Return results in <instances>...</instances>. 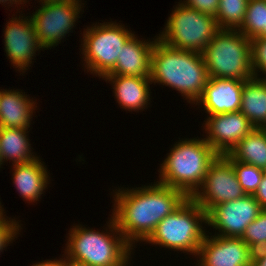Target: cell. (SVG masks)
I'll return each mask as SVG.
<instances>
[{
	"label": "cell",
	"mask_w": 266,
	"mask_h": 266,
	"mask_svg": "<svg viewBox=\"0 0 266 266\" xmlns=\"http://www.w3.org/2000/svg\"><path fill=\"white\" fill-rule=\"evenodd\" d=\"M4 35L5 52L15 68L27 70L36 50H41L31 18L14 17L7 22Z\"/></svg>",
	"instance_id": "4fadbf2b"
},
{
	"label": "cell",
	"mask_w": 266,
	"mask_h": 266,
	"mask_svg": "<svg viewBox=\"0 0 266 266\" xmlns=\"http://www.w3.org/2000/svg\"><path fill=\"white\" fill-rule=\"evenodd\" d=\"M202 222L207 224V213L192 198H187L177 210L158 223L146 242L196 256L207 234Z\"/></svg>",
	"instance_id": "5b68a950"
},
{
	"label": "cell",
	"mask_w": 266,
	"mask_h": 266,
	"mask_svg": "<svg viewBox=\"0 0 266 266\" xmlns=\"http://www.w3.org/2000/svg\"><path fill=\"white\" fill-rule=\"evenodd\" d=\"M157 38L169 47L202 53L220 30L214 16L177 4Z\"/></svg>",
	"instance_id": "52a82bcc"
},
{
	"label": "cell",
	"mask_w": 266,
	"mask_h": 266,
	"mask_svg": "<svg viewBox=\"0 0 266 266\" xmlns=\"http://www.w3.org/2000/svg\"><path fill=\"white\" fill-rule=\"evenodd\" d=\"M232 160L266 171V131L254 128L227 154Z\"/></svg>",
	"instance_id": "7402d4cb"
},
{
	"label": "cell",
	"mask_w": 266,
	"mask_h": 266,
	"mask_svg": "<svg viewBox=\"0 0 266 266\" xmlns=\"http://www.w3.org/2000/svg\"><path fill=\"white\" fill-rule=\"evenodd\" d=\"M0 204H1V203H0ZM3 211H4V210H3L2 206L0 205V216H3V214H4Z\"/></svg>",
	"instance_id": "74e56055"
},
{
	"label": "cell",
	"mask_w": 266,
	"mask_h": 266,
	"mask_svg": "<svg viewBox=\"0 0 266 266\" xmlns=\"http://www.w3.org/2000/svg\"><path fill=\"white\" fill-rule=\"evenodd\" d=\"M20 227L18 221L10 218L7 220L5 215L0 216V252L15 239Z\"/></svg>",
	"instance_id": "83f0119b"
},
{
	"label": "cell",
	"mask_w": 266,
	"mask_h": 266,
	"mask_svg": "<svg viewBox=\"0 0 266 266\" xmlns=\"http://www.w3.org/2000/svg\"><path fill=\"white\" fill-rule=\"evenodd\" d=\"M199 266H249L248 245L241 238L208 236L199 247Z\"/></svg>",
	"instance_id": "5bb4252c"
},
{
	"label": "cell",
	"mask_w": 266,
	"mask_h": 266,
	"mask_svg": "<svg viewBox=\"0 0 266 266\" xmlns=\"http://www.w3.org/2000/svg\"><path fill=\"white\" fill-rule=\"evenodd\" d=\"M42 1H58V0H40L39 2H42Z\"/></svg>",
	"instance_id": "f35d334b"
},
{
	"label": "cell",
	"mask_w": 266,
	"mask_h": 266,
	"mask_svg": "<svg viewBox=\"0 0 266 266\" xmlns=\"http://www.w3.org/2000/svg\"><path fill=\"white\" fill-rule=\"evenodd\" d=\"M266 257V241L248 245V258L251 265Z\"/></svg>",
	"instance_id": "f546056e"
},
{
	"label": "cell",
	"mask_w": 266,
	"mask_h": 266,
	"mask_svg": "<svg viewBox=\"0 0 266 266\" xmlns=\"http://www.w3.org/2000/svg\"><path fill=\"white\" fill-rule=\"evenodd\" d=\"M150 79L172 87L188 102L201 97L209 79L202 53L169 47L156 38L151 53Z\"/></svg>",
	"instance_id": "7a4b0ae2"
},
{
	"label": "cell",
	"mask_w": 266,
	"mask_h": 266,
	"mask_svg": "<svg viewBox=\"0 0 266 266\" xmlns=\"http://www.w3.org/2000/svg\"><path fill=\"white\" fill-rule=\"evenodd\" d=\"M257 37H266V28Z\"/></svg>",
	"instance_id": "d590c367"
},
{
	"label": "cell",
	"mask_w": 266,
	"mask_h": 266,
	"mask_svg": "<svg viewBox=\"0 0 266 266\" xmlns=\"http://www.w3.org/2000/svg\"><path fill=\"white\" fill-rule=\"evenodd\" d=\"M1 164H2V158H1V152H0V167H1Z\"/></svg>",
	"instance_id": "ab89813d"
},
{
	"label": "cell",
	"mask_w": 266,
	"mask_h": 266,
	"mask_svg": "<svg viewBox=\"0 0 266 266\" xmlns=\"http://www.w3.org/2000/svg\"><path fill=\"white\" fill-rule=\"evenodd\" d=\"M35 101L16 90L2 91L0 98V128L28 129Z\"/></svg>",
	"instance_id": "ac0fdd59"
},
{
	"label": "cell",
	"mask_w": 266,
	"mask_h": 266,
	"mask_svg": "<svg viewBox=\"0 0 266 266\" xmlns=\"http://www.w3.org/2000/svg\"><path fill=\"white\" fill-rule=\"evenodd\" d=\"M240 111L255 127L259 128L266 119V78L253 76L246 80L242 89Z\"/></svg>",
	"instance_id": "ffe728a7"
},
{
	"label": "cell",
	"mask_w": 266,
	"mask_h": 266,
	"mask_svg": "<svg viewBox=\"0 0 266 266\" xmlns=\"http://www.w3.org/2000/svg\"><path fill=\"white\" fill-rule=\"evenodd\" d=\"M187 7L195 9L201 13L216 17L219 0H185L181 2Z\"/></svg>",
	"instance_id": "f1b7e54d"
},
{
	"label": "cell",
	"mask_w": 266,
	"mask_h": 266,
	"mask_svg": "<svg viewBox=\"0 0 266 266\" xmlns=\"http://www.w3.org/2000/svg\"><path fill=\"white\" fill-rule=\"evenodd\" d=\"M8 1H9V2H8ZM25 1H26V0H0V4H1V3L5 4L6 2H7L8 4L10 3L11 5H12L13 3H14V4H23V3L25 4ZM22 2H23V3H22Z\"/></svg>",
	"instance_id": "d6a6232c"
},
{
	"label": "cell",
	"mask_w": 266,
	"mask_h": 266,
	"mask_svg": "<svg viewBox=\"0 0 266 266\" xmlns=\"http://www.w3.org/2000/svg\"><path fill=\"white\" fill-rule=\"evenodd\" d=\"M223 156L232 164L244 193L247 195H254L266 171L251 164L232 160L227 154Z\"/></svg>",
	"instance_id": "d4e9b609"
},
{
	"label": "cell",
	"mask_w": 266,
	"mask_h": 266,
	"mask_svg": "<svg viewBox=\"0 0 266 266\" xmlns=\"http://www.w3.org/2000/svg\"><path fill=\"white\" fill-rule=\"evenodd\" d=\"M66 266H88L83 264H66Z\"/></svg>",
	"instance_id": "8d00e7d4"
},
{
	"label": "cell",
	"mask_w": 266,
	"mask_h": 266,
	"mask_svg": "<svg viewBox=\"0 0 266 266\" xmlns=\"http://www.w3.org/2000/svg\"><path fill=\"white\" fill-rule=\"evenodd\" d=\"M32 266H66V262L64 258H60L59 260L54 259L52 260H46V261H41V263H35Z\"/></svg>",
	"instance_id": "1f68e13d"
},
{
	"label": "cell",
	"mask_w": 266,
	"mask_h": 266,
	"mask_svg": "<svg viewBox=\"0 0 266 266\" xmlns=\"http://www.w3.org/2000/svg\"><path fill=\"white\" fill-rule=\"evenodd\" d=\"M259 129L266 131V119L264 120L263 124L259 127Z\"/></svg>",
	"instance_id": "e575fe53"
},
{
	"label": "cell",
	"mask_w": 266,
	"mask_h": 266,
	"mask_svg": "<svg viewBox=\"0 0 266 266\" xmlns=\"http://www.w3.org/2000/svg\"><path fill=\"white\" fill-rule=\"evenodd\" d=\"M109 222V233L107 230L105 233H100L80 225L73 226L72 230L70 229L69 231V237H67L68 241L65 250V255L67 256H65L66 258L64 257L66 264L88 266L128 265L131 249L133 248L118 230L112 216Z\"/></svg>",
	"instance_id": "3957f363"
},
{
	"label": "cell",
	"mask_w": 266,
	"mask_h": 266,
	"mask_svg": "<svg viewBox=\"0 0 266 266\" xmlns=\"http://www.w3.org/2000/svg\"><path fill=\"white\" fill-rule=\"evenodd\" d=\"M254 128L241 111L209 115L204 139L218 155H225Z\"/></svg>",
	"instance_id": "7c38bea8"
},
{
	"label": "cell",
	"mask_w": 266,
	"mask_h": 266,
	"mask_svg": "<svg viewBox=\"0 0 266 266\" xmlns=\"http://www.w3.org/2000/svg\"><path fill=\"white\" fill-rule=\"evenodd\" d=\"M114 196L112 217L132 247L136 241H146L158 223L188 198L182 191L158 182L137 189H119Z\"/></svg>",
	"instance_id": "6da1fadb"
},
{
	"label": "cell",
	"mask_w": 266,
	"mask_h": 266,
	"mask_svg": "<svg viewBox=\"0 0 266 266\" xmlns=\"http://www.w3.org/2000/svg\"><path fill=\"white\" fill-rule=\"evenodd\" d=\"M217 156L205 139L180 140L161 164L160 181L157 182L191 198L201 187L209 165Z\"/></svg>",
	"instance_id": "277c9868"
},
{
	"label": "cell",
	"mask_w": 266,
	"mask_h": 266,
	"mask_svg": "<svg viewBox=\"0 0 266 266\" xmlns=\"http://www.w3.org/2000/svg\"><path fill=\"white\" fill-rule=\"evenodd\" d=\"M254 198L259 202L263 209H266V173L263 175Z\"/></svg>",
	"instance_id": "4dcf8cb0"
},
{
	"label": "cell",
	"mask_w": 266,
	"mask_h": 266,
	"mask_svg": "<svg viewBox=\"0 0 266 266\" xmlns=\"http://www.w3.org/2000/svg\"><path fill=\"white\" fill-rule=\"evenodd\" d=\"M263 208L253 195L214 206L207 213V224L219 233L216 236L241 238L246 227L253 222Z\"/></svg>",
	"instance_id": "8fae6325"
},
{
	"label": "cell",
	"mask_w": 266,
	"mask_h": 266,
	"mask_svg": "<svg viewBox=\"0 0 266 266\" xmlns=\"http://www.w3.org/2000/svg\"><path fill=\"white\" fill-rule=\"evenodd\" d=\"M266 28V0H249L243 24L238 29L249 39L257 37Z\"/></svg>",
	"instance_id": "cb8c5ba5"
},
{
	"label": "cell",
	"mask_w": 266,
	"mask_h": 266,
	"mask_svg": "<svg viewBox=\"0 0 266 266\" xmlns=\"http://www.w3.org/2000/svg\"><path fill=\"white\" fill-rule=\"evenodd\" d=\"M114 85V96L120 107L128 111L145 109L150 101V78L138 76L105 75L102 79Z\"/></svg>",
	"instance_id": "e0dca14e"
},
{
	"label": "cell",
	"mask_w": 266,
	"mask_h": 266,
	"mask_svg": "<svg viewBox=\"0 0 266 266\" xmlns=\"http://www.w3.org/2000/svg\"><path fill=\"white\" fill-rule=\"evenodd\" d=\"M28 132V129L0 128L2 164L5 159L12 160V164H22L39 158L34 156L33 152L31 153Z\"/></svg>",
	"instance_id": "44dd1931"
},
{
	"label": "cell",
	"mask_w": 266,
	"mask_h": 266,
	"mask_svg": "<svg viewBox=\"0 0 266 266\" xmlns=\"http://www.w3.org/2000/svg\"><path fill=\"white\" fill-rule=\"evenodd\" d=\"M244 82L245 80L209 77L196 105L202 103L209 115L240 111Z\"/></svg>",
	"instance_id": "9a60e30c"
},
{
	"label": "cell",
	"mask_w": 266,
	"mask_h": 266,
	"mask_svg": "<svg viewBox=\"0 0 266 266\" xmlns=\"http://www.w3.org/2000/svg\"><path fill=\"white\" fill-rule=\"evenodd\" d=\"M241 239L247 245L266 241V209L246 227Z\"/></svg>",
	"instance_id": "4316f807"
},
{
	"label": "cell",
	"mask_w": 266,
	"mask_h": 266,
	"mask_svg": "<svg viewBox=\"0 0 266 266\" xmlns=\"http://www.w3.org/2000/svg\"><path fill=\"white\" fill-rule=\"evenodd\" d=\"M251 67L255 77L257 72L266 76V37H254L250 39ZM260 71H258V70Z\"/></svg>",
	"instance_id": "484cf974"
},
{
	"label": "cell",
	"mask_w": 266,
	"mask_h": 266,
	"mask_svg": "<svg viewBox=\"0 0 266 266\" xmlns=\"http://www.w3.org/2000/svg\"><path fill=\"white\" fill-rule=\"evenodd\" d=\"M249 0H219L216 21L219 29L238 30L243 24Z\"/></svg>",
	"instance_id": "603a6c76"
},
{
	"label": "cell",
	"mask_w": 266,
	"mask_h": 266,
	"mask_svg": "<svg viewBox=\"0 0 266 266\" xmlns=\"http://www.w3.org/2000/svg\"><path fill=\"white\" fill-rule=\"evenodd\" d=\"M244 195L232 164L223 155H218L209 165L200 190L191 198L208 213L214 206Z\"/></svg>",
	"instance_id": "30bf717a"
},
{
	"label": "cell",
	"mask_w": 266,
	"mask_h": 266,
	"mask_svg": "<svg viewBox=\"0 0 266 266\" xmlns=\"http://www.w3.org/2000/svg\"><path fill=\"white\" fill-rule=\"evenodd\" d=\"M85 30L81 49L87 71L103 78L114 69L122 46L134 33L116 22L95 24Z\"/></svg>",
	"instance_id": "ba28073f"
},
{
	"label": "cell",
	"mask_w": 266,
	"mask_h": 266,
	"mask_svg": "<svg viewBox=\"0 0 266 266\" xmlns=\"http://www.w3.org/2000/svg\"><path fill=\"white\" fill-rule=\"evenodd\" d=\"M80 3L81 0L42 1L41 7L29 16L43 49L57 46L73 29L83 4Z\"/></svg>",
	"instance_id": "9c48e42d"
},
{
	"label": "cell",
	"mask_w": 266,
	"mask_h": 266,
	"mask_svg": "<svg viewBox=\"0 0 266 266\" xmlns=\"http://www.w3.org/2000/svg\"><path fill=\"white\" fill-rule=\"evenodd\" d=\"M154 41H141L133 34L122 46L114 69L107 75L150 78L151 53Z\"/></svg>",
	"instance_id": "2e32d148"
},
{
	"label": "cell",
	"mask_w": 266,
	"mask_h": 266,
	"mask_svg": "<svg viewBox=\"0 0 266 266\" xmlns=\"http://www.w3.org/2000/svg\"><path fill=\"white\" fill-rule=\"evenodd\" d=\"M41 162L37 158L28 163L13 164V183L26 201H38L49 184L47 168Z\"/></svg>",
	"instance_id": "d6986e66"
},
{
	"label": "cell",
	"mask_w": 266,
	"mask_h": 266,
	"mask_svg": "<svg viewBox=\"0 0 266 266\" xmlns=\"http://www.w3.org/2000/svg\"><path fill=\"white\" fill-rule=\"evenodd\" d=\"M253 266H266V257H264L263 259H261V260L255 262V263L253 264Z\"/></svg>",
	"instance_id": "836d02e7"
},
{
	"label": "cell",
	"mask_w": 266,
	"mask_h": 266,
	"mask_svg": "<svg viewBox=\"0 0 266 266\" xmlns=\"http://www.w3.org/2000/svg\"><path fill=\"white\" fill-rule=\"evenodd\" d=\"M250 39L239 30L220 29L202 52L209 77L249 80Z\"/></svg>",
	"instance_id": "8992f818"
}]
</instances>
